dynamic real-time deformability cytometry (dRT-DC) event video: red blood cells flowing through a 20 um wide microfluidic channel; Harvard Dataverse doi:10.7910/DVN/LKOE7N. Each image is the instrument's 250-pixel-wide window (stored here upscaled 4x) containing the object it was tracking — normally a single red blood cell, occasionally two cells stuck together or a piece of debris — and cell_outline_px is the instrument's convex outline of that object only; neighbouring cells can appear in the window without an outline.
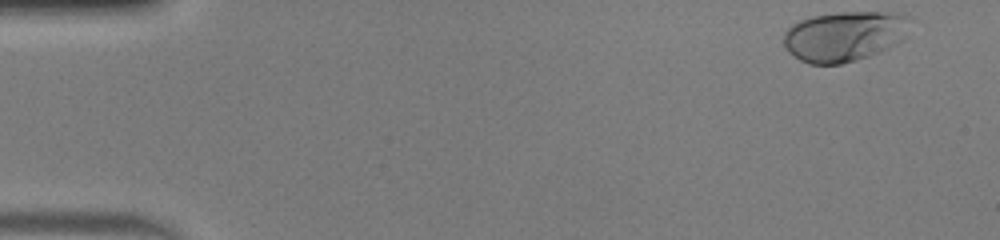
{"species": "human", "species_latin": "Homo sapiens", "temperature_condition": "warm", "stored_images_in_passage": 49, "camera_frame_rate_fps": 3000, "um_per_image_px": 0.085, "donor": {"sex": "male"}, "frame": {"image": 1, "passage_image": 1, "time_ms": 0.0, "image_size_px": [1000, 240], "cell_outline_px": [[916, 20], [904, 40], [880, 52], [856, 60], [840, 64], [808, 64], [800, 60], [788, 52], [784, 44], [784, 32], [792, 24], [800, 20], [812, 16], [840, 12], [904, 12], [912, 16]], "centroid_in_image_um": [71.89, 3.05], "position_along_channel_um": 13.1, "area_um2": 37.92}}
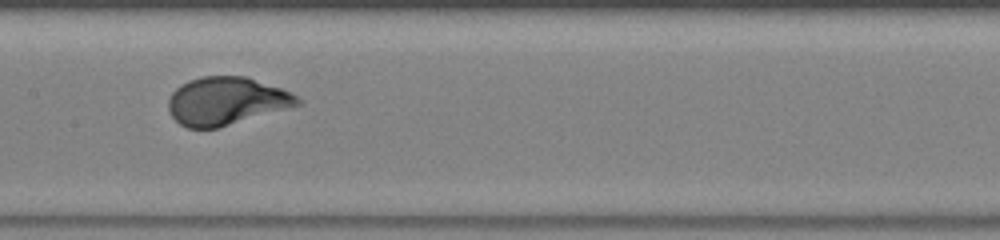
{"frame": {"image": 2, "passage_image": 24, "time_ms": 7.667, "image_size_px": [1000, 240], "cell_outline_px": [[300, 104], [216, 128], [188, 128], [180, 124], [172, 116], [168, 108], [168, 100], [172, 92], [180, 84], [188, 80], [204, 76], [244, 76], [292, 92], [300, 100]], "centroid_in_image_um": [19.18, 8.57], "position_along_channel_um": 188.2, "area_um2": 35.49}}
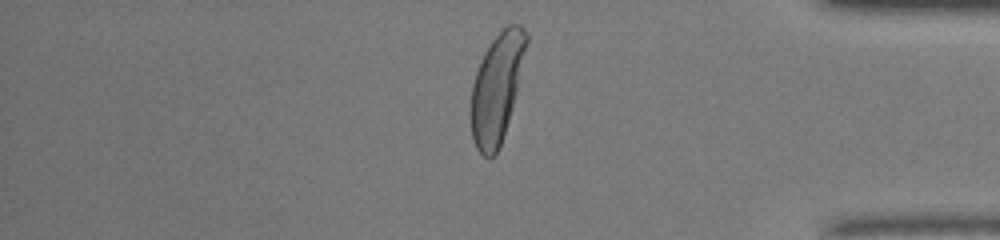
{"frame": {"image": 3, "passage_image": 41, "time_ms": 13.333, "image_size_px": [1000, 240], "cell_outline_px": [[528, 40], [516, 92], [508, 120], [496, 156], [488, 160], [476, 148], [472, 140], [468, 112], [472, 84], [476, 72], [484, 52], [492, 40], [508, 24], [520, 24], [528, 32]], "centroid_in_image_um": [42.18, 7.51], "position_along_channel_um": 393.0, "area_um2": 35.37}, "authors_computed_cell_mechanics": {"area_um2": 35.7782, "velocity_mm_per_s": 4.0365, "shape_relaxation_time_tau1_ms": 2.7255, "shape_relaxation_time_tau2_ms": null, "deformation_change_tau1": 0.1808, "deformation_change_tau2": null}}